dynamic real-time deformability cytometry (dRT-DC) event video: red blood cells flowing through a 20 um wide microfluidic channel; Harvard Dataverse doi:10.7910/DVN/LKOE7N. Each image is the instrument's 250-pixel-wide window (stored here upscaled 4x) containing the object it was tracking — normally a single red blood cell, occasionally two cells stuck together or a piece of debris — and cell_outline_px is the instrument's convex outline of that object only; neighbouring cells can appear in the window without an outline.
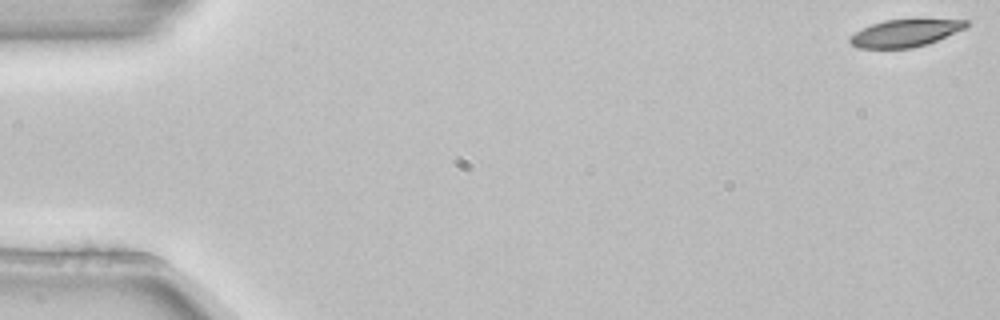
{"species": "common noctule bat (a hibernating species)", "species_latin": "Nyctalus noctula", "temperature_condition": "room temperature", "stored_images_in_passage": 6, "camera_frame_rate_fps": 3000, "um_per_image_px": 0.085, "animal": {"sex": "female", "body_mass_g": 22.7, "forearm_length_mm": 54.2}, "frame": {"image": 1, "passage_image": 1, "time_ms": 0.0, "image_size_px": [1000, 320], "cell_outline_px": [[968, 24], [964, 28], [928, 44], [912, 48], [856, 48], [848, 40], [848, 36], [872, 24], [884, 20], [916, 16], [920, 16], [968, 20]], "centroid_in_image_um": [76.98, 2.75], "position_along_channel_um": 8.0, "area_um2": 19.42}}
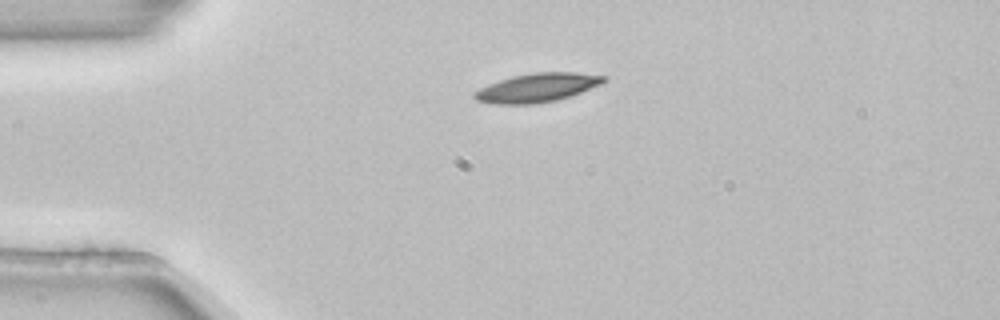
{"frame": {"image": 2, "passage_image": 4, "time_ms": 1.0, "image_size_px": [1000, 320], "cell_outline_px": [[608, 80], [600, 84], [572, 96], [556, 100], [532, 104], [496, 104], [476, 100], [472, 96], [472, 92], [488, 84], [512, 76], [536, 72], [576, 72], [604, 76]], "centroid_in_image_um": [45.64, 7.45], "position_along_channel_um": 39.4, "area_um2": 21.68}}